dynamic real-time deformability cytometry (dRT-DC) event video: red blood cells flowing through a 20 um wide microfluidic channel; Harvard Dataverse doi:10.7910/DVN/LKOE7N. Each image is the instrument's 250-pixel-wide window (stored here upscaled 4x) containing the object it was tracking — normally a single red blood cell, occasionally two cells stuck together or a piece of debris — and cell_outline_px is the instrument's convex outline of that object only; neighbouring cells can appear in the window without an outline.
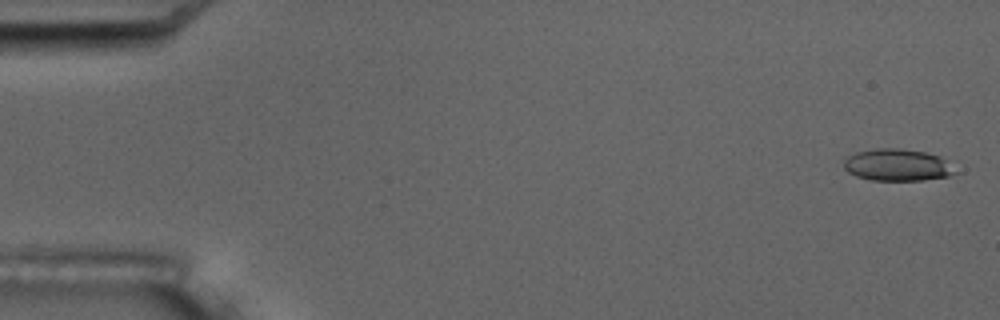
{"species": "common noctule bat (a hibernating species)", "species_latin": "Nyctalus noctula", "temperature_condition": "room temperature", "stored_images_in_passage": 3, "camera_frame_rate_fps": 3000, "um_per_image_px": 0.085, "animal": {"sex": "male", "body_mass_g": 17.5, "forearm_length_mm": 52.3}, "frame": {"image": 1, "passage_image": 3, "time_ms": 4.0, "image_size_px": [1000, 320], "cell_outline_px": [[960, 172], [948, 176], [924, 180], [872, 180], [856, 176], [848, 172], [844, 168], [844, 156], [856, 152], [876, 148], [900, 148], [924, 152], [940, 156]], "centroid_in_image_um": [76.26, 14.02], "position_along_channel_um": 8.7, "area_um2": 20.92}}